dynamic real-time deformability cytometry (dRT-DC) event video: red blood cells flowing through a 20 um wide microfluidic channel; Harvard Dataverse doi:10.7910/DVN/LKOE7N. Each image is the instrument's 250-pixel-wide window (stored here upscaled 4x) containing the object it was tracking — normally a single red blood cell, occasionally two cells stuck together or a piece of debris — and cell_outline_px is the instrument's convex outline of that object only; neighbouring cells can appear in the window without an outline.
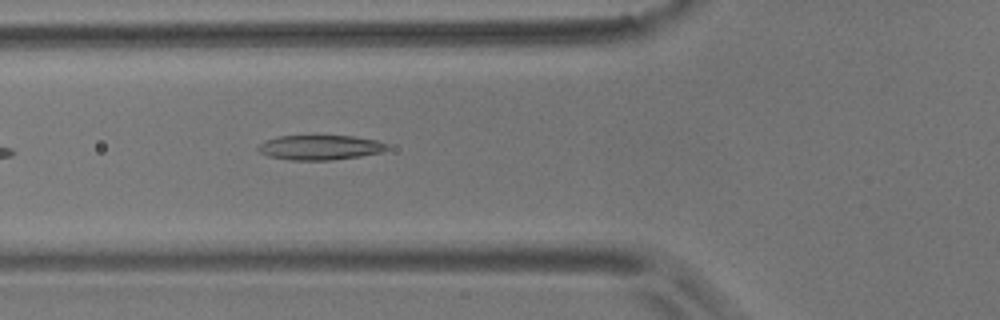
{"species": "common noctule bat (a hibernating species)", "species_latin": "Nyctalus noctula", "temperature_condition": "room temperature", "stored_images_in_passage": 5, "camera_frame_rate_fps": 3000, "um_per_image_px": 0.085, "animal": {"sex": "male", "body_mass_g": 17.9}, "frame": {"image": 1, "passage_image": 5, "time_ms": 1.333, "image_size_px": [1000, 320], "cell_outline_px": [[388, 148], [380, 152], [360, 156], [332, 160], [288, 160], [268, 156], [260, 152], [256, 148], [264, 140], [276, 136], [352, 136], [376, 140], [388, 144]], "centroid_in_image_um": [27.16, 12.53], "position_along_channel_um": 98.6, "area_um2": 18.61}}